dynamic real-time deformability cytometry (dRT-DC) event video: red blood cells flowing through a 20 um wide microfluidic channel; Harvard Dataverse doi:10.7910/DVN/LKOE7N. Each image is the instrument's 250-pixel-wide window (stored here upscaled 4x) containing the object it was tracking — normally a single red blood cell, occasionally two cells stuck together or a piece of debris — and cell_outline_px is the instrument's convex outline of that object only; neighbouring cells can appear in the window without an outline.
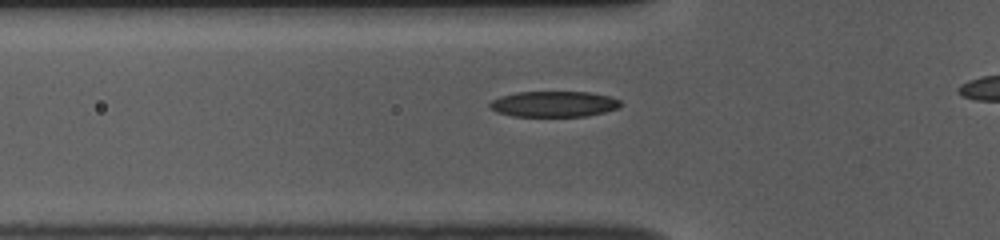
{"species": "common noctule bat (a hibernating species)", "species_latin": "Nyctalus noctula", "temperature_condition": "room temperature", "stored_images_in_passage": 37, "camera_frame_rate_fps": 3000, "um_per_image_px": 0.085, "animal": {"sex": "female", "body_mass_g": 10.0, "forearm_length_mm": 53.1}, "frame": {"image": 1, "passage_image": 11, "time_ms": 3.333, "image_size_px": [1000, 240], "cell_outline_px": [[620, 108], [588, 116], [512, 116], [496, 112], [488, 104], [492, 100], [500, 96], [516, 92], [588, 92], [608, 96], [620, 100]], "centroid_in_image_um": [47.07, 8.84], "position_along_channel_um": 78.7, "area_um2": 19.59}}
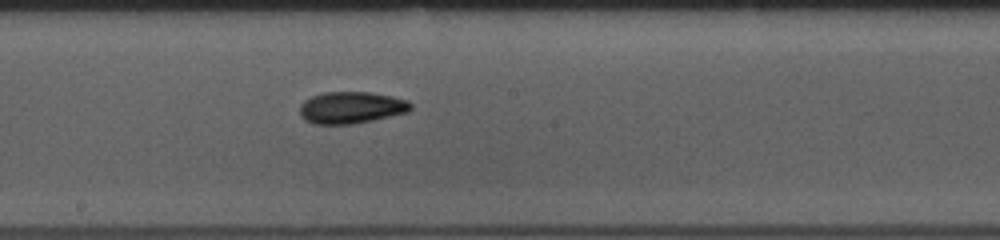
{"frame": {"image": 2, "passage_image": 22, "time_ms": 7.0, "image_size_px": [1000, 240], "cell_outline_px": [[412, 108], [408, 112], [372, 120], [352, 124], [312, 124], [304, 120], [300, 116], [300, 104], [304, 100], [312, 96], [324, 92], [372, 92], [392, 96], [408, 100], [412, 104]], "centroid_in_image_um": [29.84, 9.14], "position_along_channel_um": 218.4, "area_um2": 20.75}}
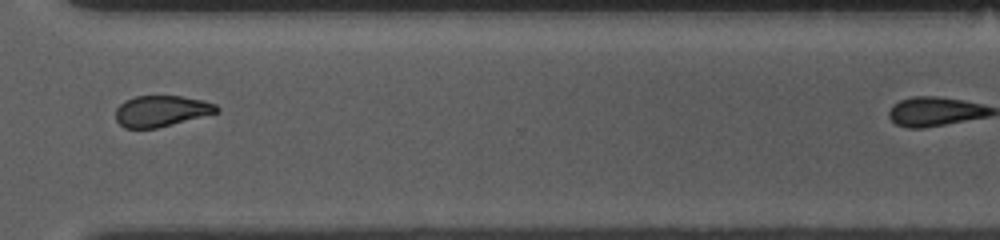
{"frame": {"image": 3, "passage_image": 33, "time_ms": 10.667, "image_size_px": [1000, 240], "cell_outline_px": [[220, 112], [156, 128], [124, 128], [116, 120], [116, 108], [124, 100], [136, 96], [180, 96], [204, 100], [216, 104], [220, 108]], "centroid_in_image_um": [13.73, 9.43], "position_along_channel_um": 356.9, "area_um2": 18.32}}